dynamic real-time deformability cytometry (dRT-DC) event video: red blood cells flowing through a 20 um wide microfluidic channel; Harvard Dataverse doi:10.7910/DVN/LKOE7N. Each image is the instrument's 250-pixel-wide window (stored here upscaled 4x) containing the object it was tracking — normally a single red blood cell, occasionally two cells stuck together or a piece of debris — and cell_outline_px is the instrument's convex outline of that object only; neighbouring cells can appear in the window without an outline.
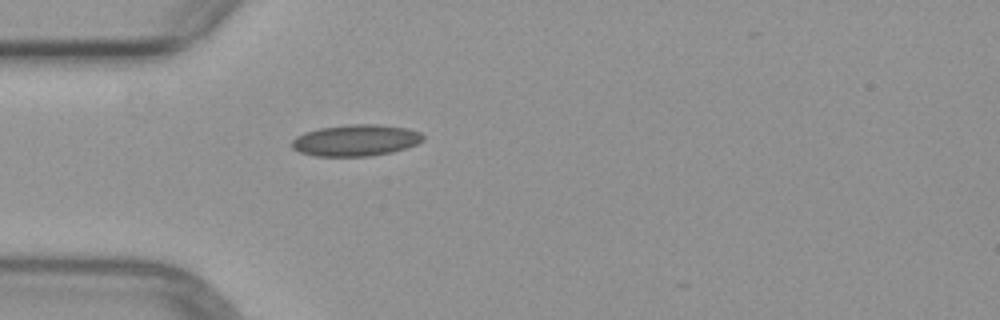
{"species": "common noctule bat (a hibernating species)", "species_latin": "Nyctalus noctula", "temperature_condition": "warm", "stored_images_in_passage": 1, "camera_frame_rate_fps": 3000, "um_per_image_px": 0.085, "animal": {"sex": "female", "body_mass_g": 29.2, "forearm_length_mm": 56.3}, "frame": {"image": 1, "passage_image": 1, "time_ms": 0.0, "image_size_px": [1000, 320], "cell_outline_px": [[424, 140], [416, 144], [392, 152], [368, 156], [316, 156], [300, 152], [292, 148], [292, 140], [296, 136], [304, 132], [320, 128], [352, 124], [380, 124], [408, 128], [420, 132], [424, 136]], "centroid_in_image_um": [30.25, 11.92], "position_along_channel_um": 54.8, "area_um2": 24.04}}